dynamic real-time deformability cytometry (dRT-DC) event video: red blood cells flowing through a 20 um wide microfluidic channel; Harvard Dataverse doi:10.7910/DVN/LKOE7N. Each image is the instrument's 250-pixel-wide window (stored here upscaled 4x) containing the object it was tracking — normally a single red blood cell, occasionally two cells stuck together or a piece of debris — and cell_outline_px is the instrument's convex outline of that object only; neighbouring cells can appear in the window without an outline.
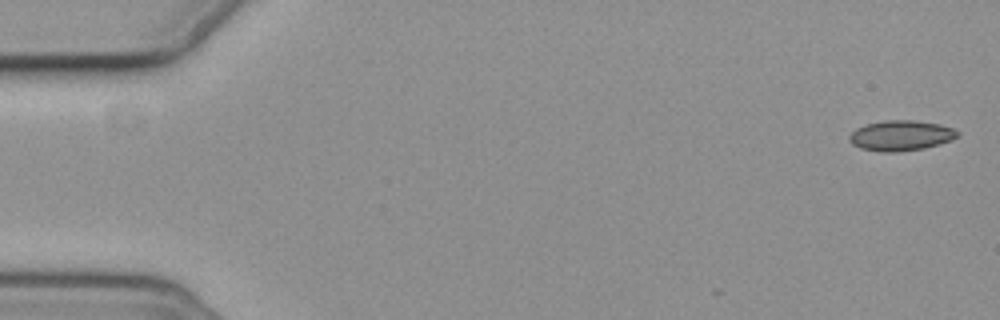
{"species": "common noctule bat (a hibernating species)", "species_latin": "Nyctalus noctula", "temperature_condition": "cold", "stored_images_in_passage": 6, "segment_of_instrument_passage": [1, 2], "camera_frame_rate_fps": 3000, "um_per_image_px": 0.085, "animal": {"sex": "female", "body_mass_g": 19.3, "forearm_length_mm": 54.1}, "frame": {"image": 1, "passage_image": 1, "time_ms": 0.0, "image_size_px": [1000, 320], "cell_outline_px": [[960, 136], [952, 140], [940, 144], [924, 148], [900, 152], [880, 152], [860, 148], [852, 144], [848, 140], [848, 136], [856, 128], [868, 124], [884, 120], [912, 120], [940, 124], [952, 128], [960, 132]], "centroid_in_image_um": [76.59, 11.53], "position_along_channel_um": 8.4, "area_um2": 19.31}}
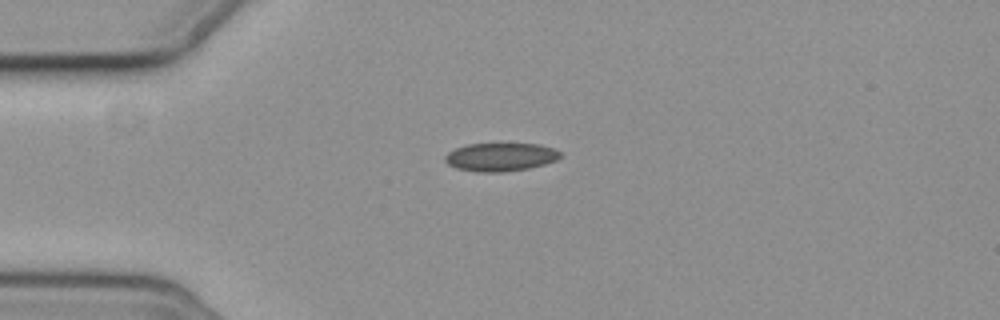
{"frame": {"image": 2, "passage_image": 4, "time_ms": 4.333, "image_size_px": [1000, 320], "cell_outline_px": [[564, 152], [556, 160], [544, 164], [528, 168], [504, 172], [476, 172], [456, 168], [448, 164], [444, 160], [444, 156], [448, 152], [456, 148], [468, 144], [540, 144]], "centroid_in_image_um": [42.54, 13.35], "position_along_channel_um": 42.5, "area_um2": 19.02}}